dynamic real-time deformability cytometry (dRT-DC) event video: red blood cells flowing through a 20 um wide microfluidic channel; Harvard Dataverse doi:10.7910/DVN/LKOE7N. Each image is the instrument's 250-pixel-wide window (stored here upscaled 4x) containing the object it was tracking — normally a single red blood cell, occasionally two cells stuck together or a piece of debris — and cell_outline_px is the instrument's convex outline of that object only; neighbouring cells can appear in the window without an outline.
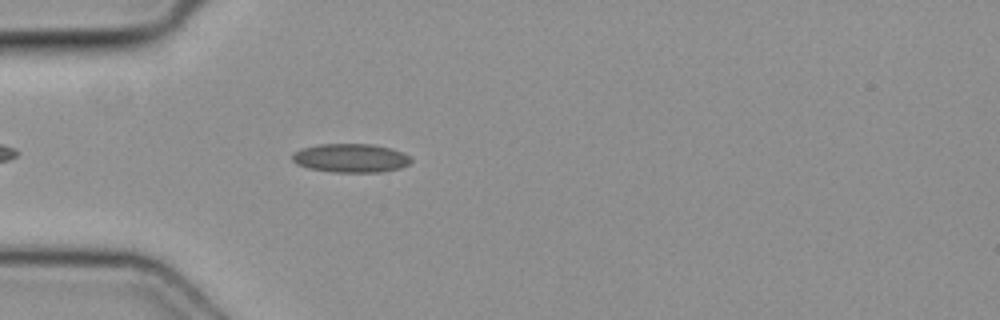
{"species": "common noctule bat (a hibernating species)", "species_latin": "Nyctalus noctula", "temperature_condition": "cold", "stored_images_in_passage": 40, "camera_frame_rate_fps": 3000, "um_per_image_px": 0.085, "animal": {"sex": "female", "body_mass_g": 19.3, "forearm_length_mm": 54.1}, "frame": {"image": 1, "passage_image": 5, "time_ms": 1.333, "image_size_px": [1000, 320], "cell_outline_px": [[412, 160], [408, 164], [400, 168], [380, 172], [332, 172], [308, 168], [296, 164], [292, 160], [292, 156], [296, 152], [304, 148], [320, 144], [372, 144], [392, 148], [404, 152]], "centroid_in_image_um": [29.84, 13.44], "position_along_channel_um": 55.2, "area_um2": 19.83}}
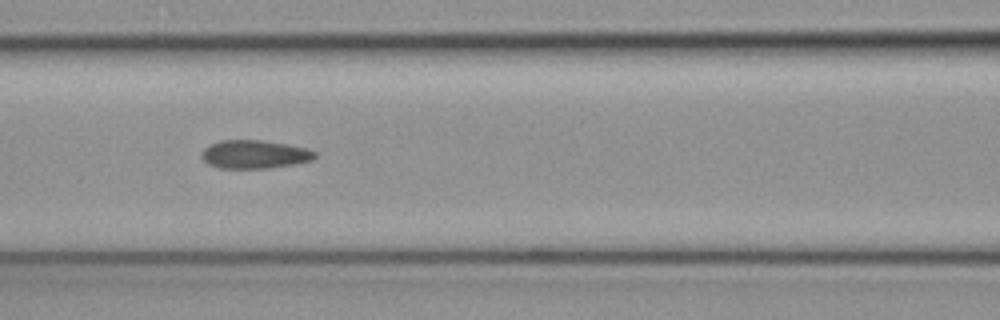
{"frame": {"image": 2, "passage_image": 12, "time_ms": 3.667, "image_size_px": [1000, 320], "cell_outline_px": [[316, 156], [312, 160], [292, 164], [268, 168], [216, 168], [208, 164], [200, 156], [200, 152], [208, 144], [220, 140], [260, 140], [288, 144], [308, 148], [316, 152]], "centroid_in_image_um": [21.59, 13.11], "position_along_channel_um": 145.0, "area_um2": 18.9}}
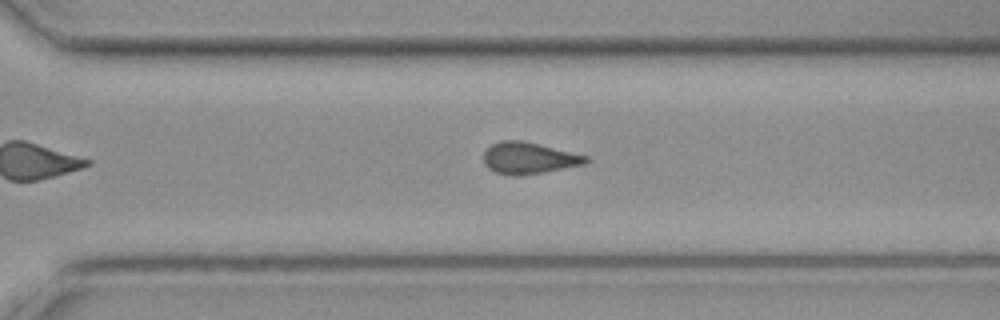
{"frame": {"image": 3, "passage_image": 25, "time_ms": 8.0, "image_size_px": [1000, 320], "cell_outline_px": [[592, 160], [584, 164], [544, 172], [512, 176], [496, 172], [488, 168], [484, 164], [484, 152], [492, 144], [500, 140], [524, 140], [588, 156]], "centroid_in_image_um": [44.96, 13.42], "position_along_channel_um": 325.6, "area_um2": 18.84}}